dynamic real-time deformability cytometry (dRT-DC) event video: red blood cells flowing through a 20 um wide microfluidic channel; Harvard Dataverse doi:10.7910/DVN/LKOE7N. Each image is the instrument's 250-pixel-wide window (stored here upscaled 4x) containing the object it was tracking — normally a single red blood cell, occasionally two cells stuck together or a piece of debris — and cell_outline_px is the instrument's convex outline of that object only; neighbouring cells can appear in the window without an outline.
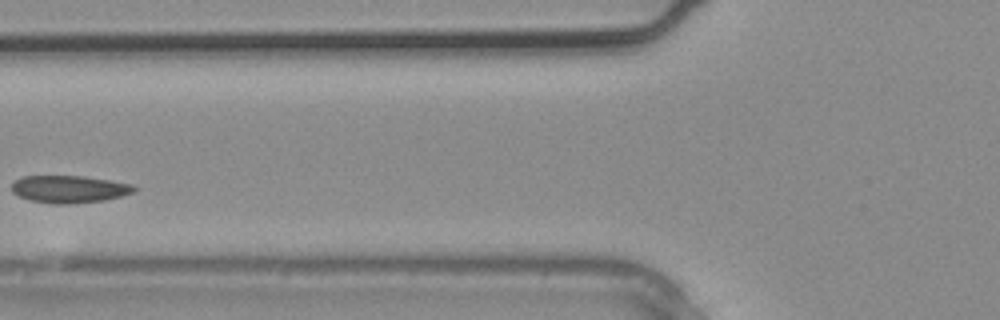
{"species": "common noctule bat (a hibernating species)", "species_latin": "Nyctalus noctula", "temperature_condition": "warm", "stored_images_in_passage": 4, "camera_frame_rate_fps": 3000, "um_per_image_px": 0.085, "animal": {"sex": "male", "body_mass_g": 20.4}, "frame": {"image": 1, "passage_image": 4, "time_ms": 1.0, "image_size_px": [1000, 320], "cell_outline_px": [[136, 188], [132, 192], [120, 196], [104, 200], [68, 204], [52, 204], [28, 200], [12, 192], [12, 184], [20, 176], [80, 176], [108, 180], [132, 184]], "centroid_in_image_um": [5.83, 16.08], "position_along_channel_um": 120.0, "area_um2": 19.36}}